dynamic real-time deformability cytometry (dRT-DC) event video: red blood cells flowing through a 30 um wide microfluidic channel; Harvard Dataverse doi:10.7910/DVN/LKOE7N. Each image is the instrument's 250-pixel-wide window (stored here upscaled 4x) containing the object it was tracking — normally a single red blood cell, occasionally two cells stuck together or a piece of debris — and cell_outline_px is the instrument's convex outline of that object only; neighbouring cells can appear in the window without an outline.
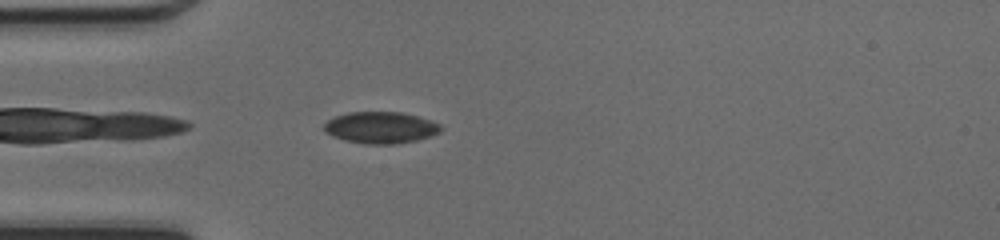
{"species": "common noctule bat (a hibernating species)", "species_latin": "Nyctalus noctula", "temperature_condition": "cold", "stored_images_in_passage": 37, "camera_frame_rate_fps": 3000, "um_per_image_px": 0.085, "animal": {"sex": "female", "body_mass_g": 17.0, "forearm_length_mm": 48.0}, "frame": {"image": 1, "passage_image": 2, "time_ms": 0.333, "image_size_px": [1000, 240], "cell_outline_px": [[440, 132], [416, 140], [392, 144], [364, 144], [344, 140], [332, 136], [324, 132], [324, 124], [328, 120], [336, 116], [348, 112], [400, 112], [432, 120], [440, 124]], "centroid_in_image_um": [32.32, 10.84], "position_along_channel_um": 52.7, "area_um2": 21.39}}
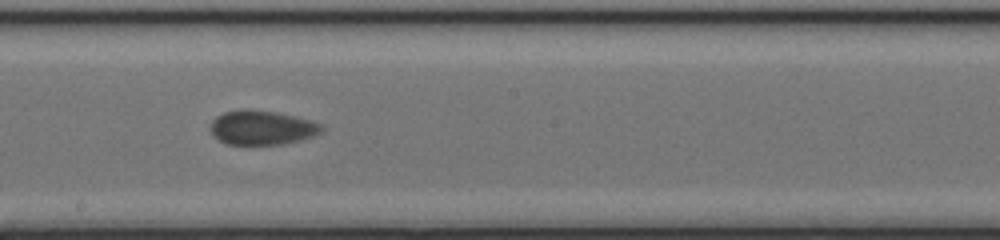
{"frame": {"image": 2, "passage_image": 15, "time_ms": 4.667, "image_size_px": [1000, 240], "cell_outline_px": [[324, 128], [320, 132], [312, 136], [300, 140], [284, 144], [224, 144], [212, 132], [212, 120], [216, 116], [224, 112], [276, 112], [308, 120], [320, 124]], "centroid_in_image_um": [22.29, 10.89], "position_along_channel_um": 225.9, "area_um2": 21.15}}
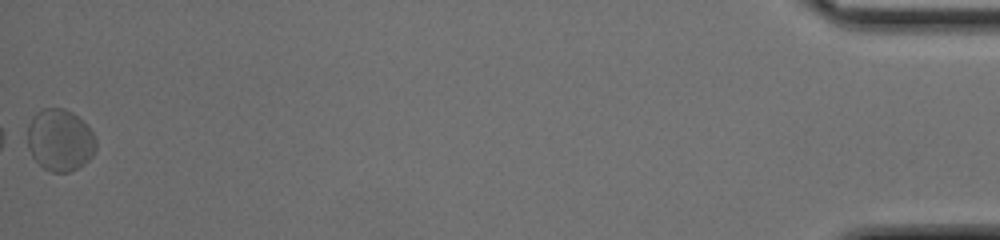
{"frame": {"image": 3, "passage_image": 37, "time_ms": 12.0, "image_size_px": [1000, 240], "cell_outline_px": [[96, 148], [92, 156], [84, 164], [68, 172], [52, 172], [44, 168], [32, 156], [28, 148], [28, 124], [36, 112], [44, 108], [64, 108], [72, 112], [84, 120], [88, 124], [96, 140]], "centroid_in_image_um": [5.11, 11.88], "position_along_channel_um": 430.1, "area_um2": 24.85}, "authors_computed_cell_mechanics": {"area_um2": 22.4264, "velocity_mm_per_s": 4.1839, "shape_relaxation_time_tau1_ms": 3.4528, "shape_relaxation_time_tau2_ms": 0.7619, "deformation_change_tau1": 0.0502, "deformation_change_tau2": 0.0343}}